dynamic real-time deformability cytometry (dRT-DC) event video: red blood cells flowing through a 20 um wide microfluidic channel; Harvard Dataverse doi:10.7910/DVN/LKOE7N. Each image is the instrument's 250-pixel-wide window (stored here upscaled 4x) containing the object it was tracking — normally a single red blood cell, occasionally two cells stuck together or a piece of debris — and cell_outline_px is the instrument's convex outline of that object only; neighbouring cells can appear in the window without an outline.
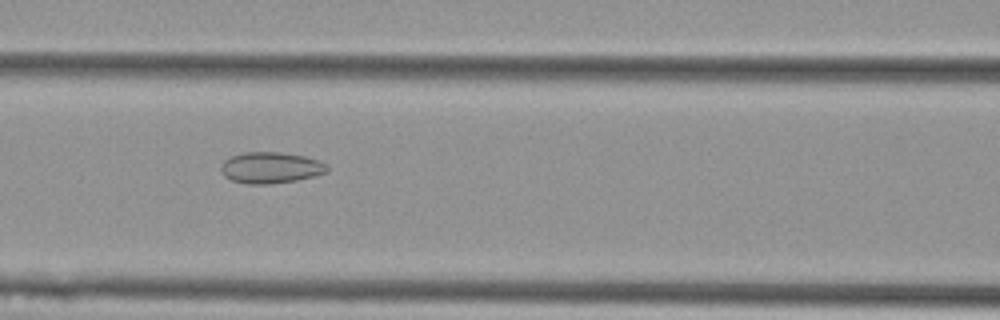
{"species": "Egyptian fruit bat (a non-hibernating species)", "species_latin": "Rousettus aegyptiacus", "temperature_condition": "cold", "stored_images_in_passage": 47, "camera_frame_rate_fps": 3000, "um_per_image_px": 0.085, "animal": {"sex": "female"}, "frame": {"image": 1, "passage_image": 17, "time_ms": 5.333, "image_size_px": [1000, 320], "cell_outline_px": [[328, 172], [296, 180], [268, 184], [248, 184], [232, 180], [224, 176], [220, 168], [220, 164], [224, 160], [232, 156], [244, 152], [280, 152], [304, 156], [328, 164]], "centroid_in_image_um": [22.99, 14.25], "position_along_channel_um": 143.6, "area_um2": 19.25}}
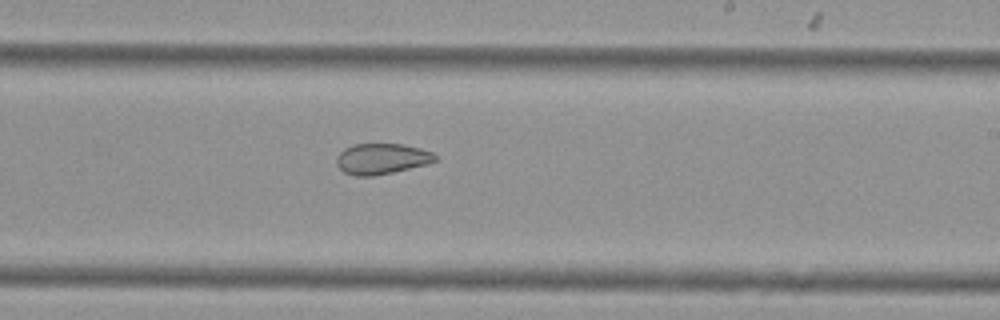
{"frame": {"image": 2, "passage_image": 26, "time_ms": 8.333, "image_size_px": [1000, 320], "cell_outline_px": [[436, 160], [428, 164], [392, 172], [372, 176], [356, 176], [344, 172], [336, 164], [336, 156], [344, 148], [352, 144], [400, 144], [420, 148], [432, 152], [436, 156]], "centroid_in_image_um": [32.41, 13.49], "position_along_channel_um": 256.6, "area_um2": 17.63}}
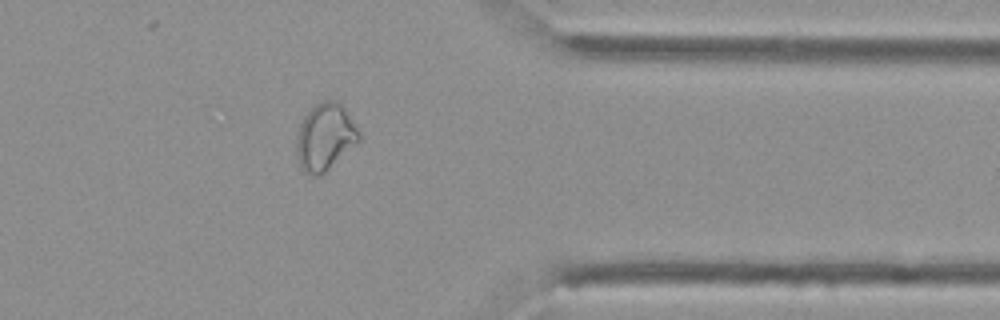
{"frame": {"image": 3, "passage_image": 37, "time_ms": 12.0, "image_size_px": [1000, 320], "cell_outline_px": [[360, 140], [324, 172], [316, 176], [312, 176], [304, 172], [300, 164], [296, 152], [296, 140], [300, 124], [304, 116], [320, 100], [336, 100], [344, 104], [360, 132]], "centroid_in_image_um": [27.64, 11.6], "position_along_channel_um": 383.8, "area_um2": 24.33}, "authors_computed_cell_mechanics": {"area_um2": 22.1374, "velocity_mm_per_s": 3.7822, "shape_relaxation_time_tau1_ms": null, "shape_relaxation_time_tau2_ms": 2.2936, "deformation_change_tau1": null, "deformation_change_tau2": 0.0672}}